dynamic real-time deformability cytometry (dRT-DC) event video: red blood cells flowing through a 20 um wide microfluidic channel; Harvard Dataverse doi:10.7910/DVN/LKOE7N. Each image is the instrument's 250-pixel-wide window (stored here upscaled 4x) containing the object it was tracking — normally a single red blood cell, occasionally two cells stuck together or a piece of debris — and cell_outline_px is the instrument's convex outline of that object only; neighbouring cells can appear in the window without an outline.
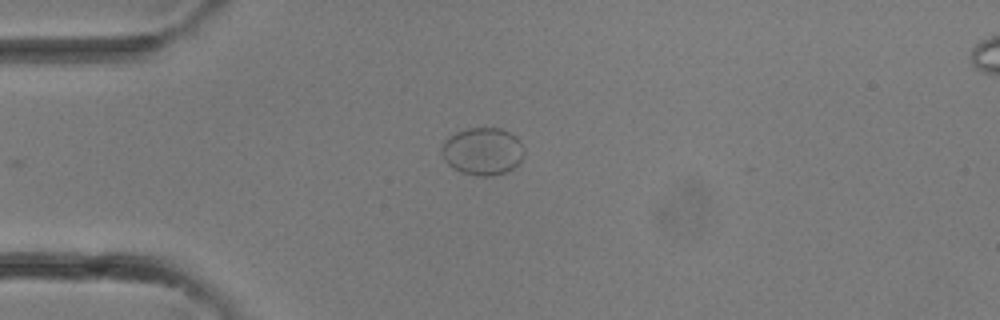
{"species": "common noctule bat (a hibernating species)", "species_latin": "Nyctalus noctula", "temperature_condition": "room temperature", "stored_images_in_passage": 25, "camera_frame_rate_fps": 3000, "um_per_image_px": 0.085, "animal": {"sex": "female"}, "frame": {"image": 1, "passage_image": 1, "time_ms": 0.0, "image_size_px": [1000, 320], "cell_outline_px": [[524, 152], [520, 160], [512, 168], [504, 172], [492, 176], [476, 176], [460, 172], [452, 168], [444, 160], [440, 152], [440, 148], [444, 140], [448, 136], [456, 132], [468, 128], [500, 128], [516, 136], [520, 140]], "centroid_in_image_um": [40.97, 12.86], "position_along_channel_um": 44.0, "area_um2": 22.95}}
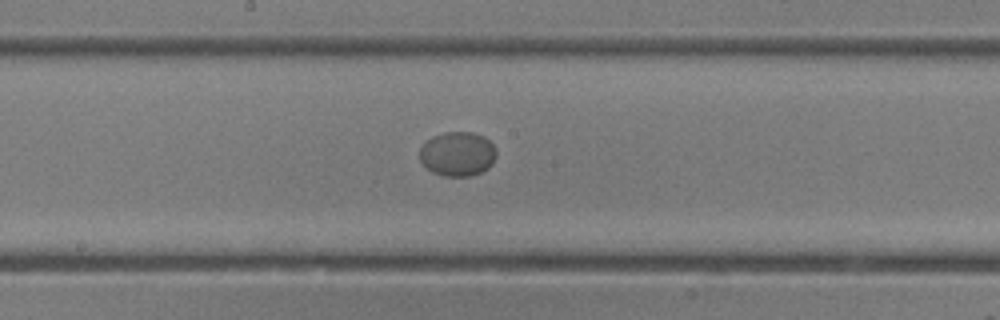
{"frame": {"image": 2, "passage_image": 10, "time_ms": 3.0, "image_size_px": [1000, 320], "cell_outline_px": [[496, 156], [492, 164], [488, 168], [472, 176], [444, 176], [432, 172], [420, 160], [420, 148], [432, 136], [444, 132], [472, 132], [484, 136], [496, 148]], "centroid_in_image_um": [38.91, 13.08], "position_along_channel_um": 209.3, "area_um2": 19.83}}
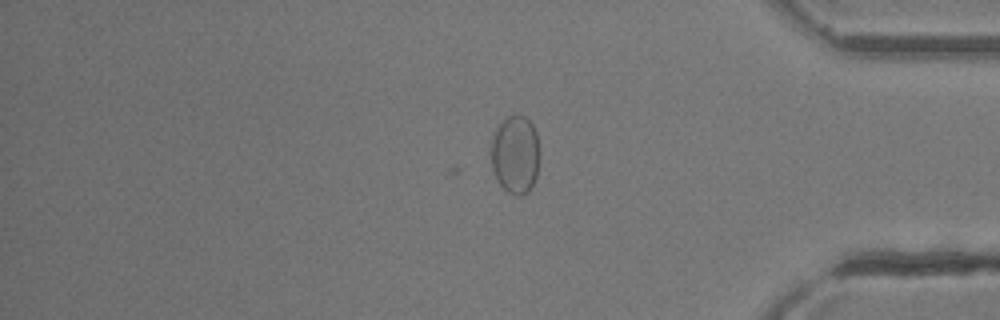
{"frame": {"image": 3, "passage_image": 20, "time_ms": 6.333, "image_size_px": [1000, 320], "cell_outline_px": [[540, 156], [536, 180], [532, 188], [528, 192], [520, 196], [516, 196], [508, 192], [500, 184], [492, 168], [492, 136], [496, 128], [508, 116], [524, 116], [532, 124], [536, 132], [540, 152]], "centroid_in_image_um": [43.84, 13.17], "position_along_channel_um": 391.4, "area_um2": 22.25}}